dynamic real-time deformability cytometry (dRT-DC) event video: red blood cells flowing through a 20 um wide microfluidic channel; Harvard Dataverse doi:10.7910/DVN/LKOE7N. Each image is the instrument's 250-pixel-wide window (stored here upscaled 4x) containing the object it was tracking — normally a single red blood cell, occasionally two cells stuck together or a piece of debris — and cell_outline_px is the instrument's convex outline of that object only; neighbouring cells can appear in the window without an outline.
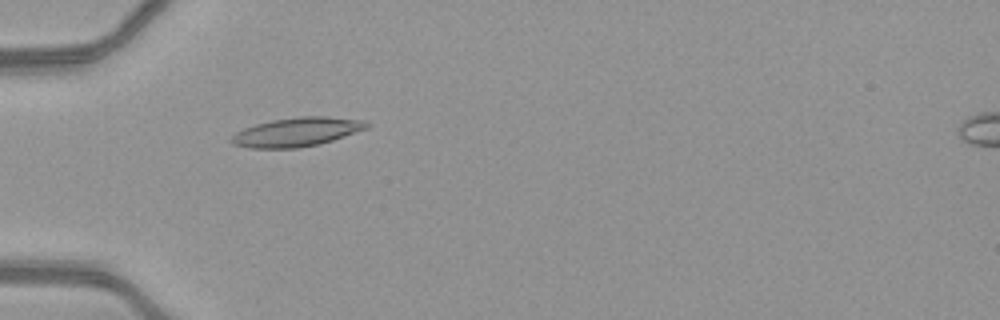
{"species": "common noctule bat (a hibernating species)", "species_latin": "Nyctalus noctula", "temperature_condition": "warm", "stored_images_in_passage": 52, "camera_frame_rate_fps": 3000, "um_per_image_px": 0.085, "animal": {"sex": "female", "body_mass_g": 21.9}, "frame": {"image": 1, "passage_image": 18, "time_ms": 5.667, "image_size_px": [1000, 320], "cell_outline_px": [[372, 124], [368, 128], [320, 144], [296, 148], [248, 148], [232, 144], [228, 140], [236, 132], [244, 128], [256, 124], [272, 120], [300, 116], [328, 116], [364, 120]], "centroid_in_image_um": [25.23, 11.22], "position_along_channel_um": 59.8, "area_um2": 22.95}}
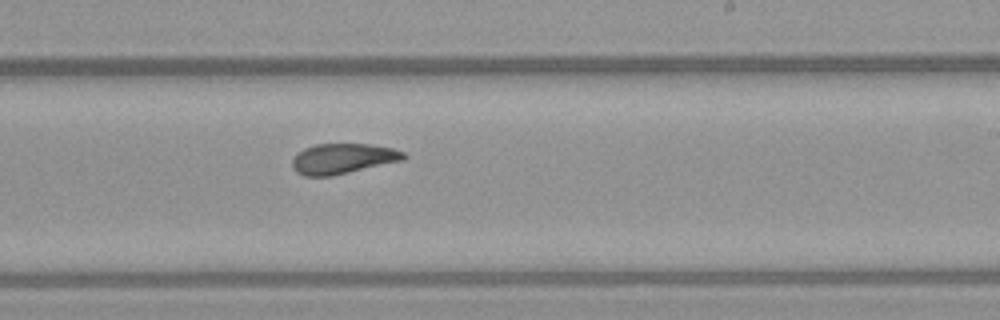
{"frame": {"image": 2, "passage_image": 33, "time_ms": 10.667, "image_size_px": [1000, 320], "cell_outline_px": [[408, 156], [404, 160], [332, 176], [304, 176], [296, 172], [292, 168], [292, 160], [296, 152], [304, 148], [316, 144], [368, 144], [392, 148], [404, 152]], "centroid_in_image_um": [29.12, 13.49], "position_along_channel_um": 259.9, "area_um2": 19.83}}
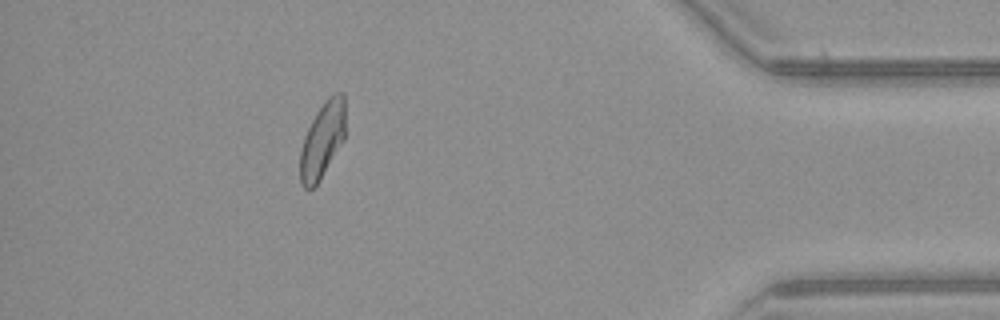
{"frame": {"image": 3, "passage_image": 47, "time_ms": 15.333, "image_size_px": [1000, 320], "cell_outline_px": [[344, 140], [320, 180], [312, 188], [304, 188], [300, 180], [300, 152], [304, 136], [316, 112], [324, 100], [332, 92], [344, 92]], "centroid_in_image_um": [27.4, 11.87], "position_along_channel_um": 407.8, "area_um2": 20.0}, "authors_computed_cell_mechanics": {"area_um2": 20.519, "velocity_mm_per_s": 4.1283, "shape_relaxation_time_tau1_ms": 5.7038, "shape_relaxation_time_tau2_ms": 2.4727, "deformation_change_tau1": 0.1813, "deformation_change_tau2": 0.1004}}